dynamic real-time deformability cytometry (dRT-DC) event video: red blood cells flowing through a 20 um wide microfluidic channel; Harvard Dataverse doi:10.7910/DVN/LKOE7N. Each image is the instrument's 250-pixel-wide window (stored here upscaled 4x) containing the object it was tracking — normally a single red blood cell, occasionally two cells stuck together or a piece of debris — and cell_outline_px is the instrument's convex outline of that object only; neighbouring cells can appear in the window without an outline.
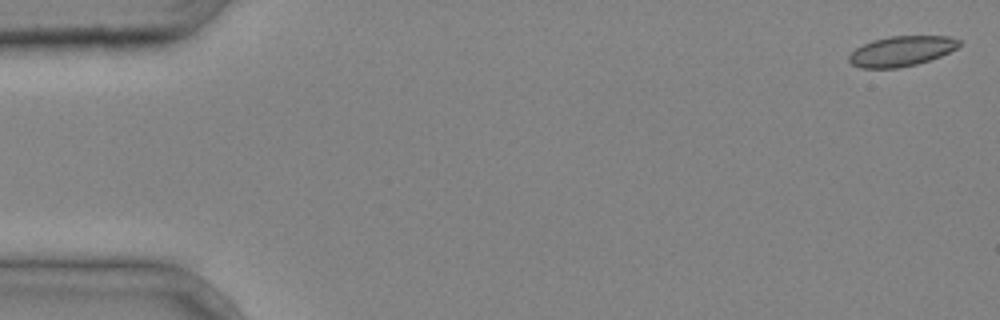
{"species": "common noctule bat (a hibernating species)", "species_latin": "Nyctalus noctula", "temperature_condition": "cold", "stored_images_in_passage": 38, "camera_frame_rate_fps": 3000, "um_per_image_px": 0.085, "animal": {"sex": "male", "body_mass_g": 20.4}, "frame": {"image": 1, "passage_image": 1, "time_ms": 0.0, "image_size_px": [1000, 320], "cell_outline_px": [[960, 44], [956, 48], [940, 56], [916, 64], [896, 68], [860, 68], [852, 64], [848, 60], [848, 56], [856, 48], [872, 40], [888, 36], [948, 36], [960, 40]], "centroid_in_image_um": [76.59, 4.34], "position_along_channel_um": 8.4, "area_um2": 19.19}}
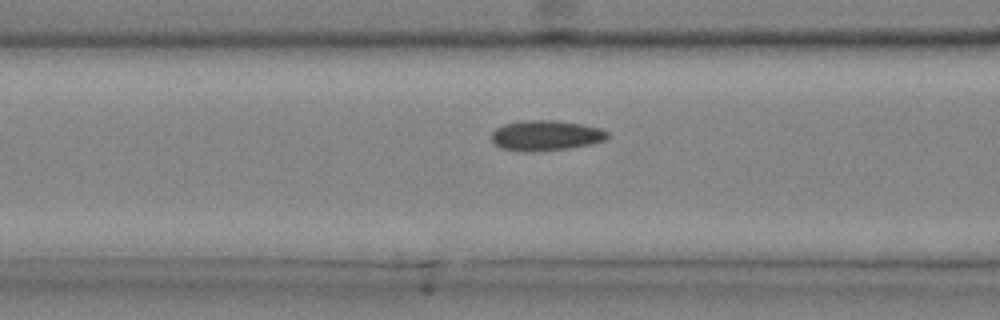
{"frame": {"image": 2, "passage_image": 17, "time_ms": 5.333, "image_size_px": [1000, 320], "cell_outline_px": [[608, 140], [568, 148], [532, 152], [520, 152], [500, 148], [492, 140], [492, 132], [496, 128], [504, 124], [524, 120], [556, 120], [580, 124], [600, 128], [608, 132]], "centroid_in_image_um": [46.38, 11.52], "position_along_channel_um": 120.2, "area_um2": 20.52}}
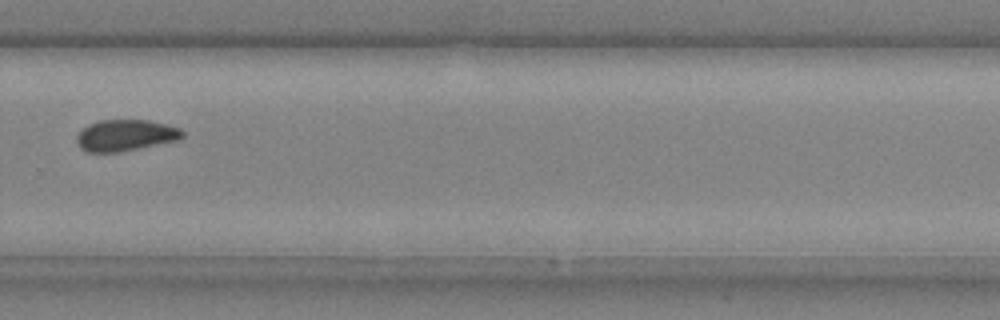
{"frame": {"image": 3, "passage_image": 30, "time_ms": 9.667, "image_size_px": [1000, 320], "cell_outline_px": [[184, 136], [180, 140], [120, 152], [84, 152], [76, 144], [76, 136], [88, 124], [100, 120], [148, 120], [168, 124], [180, 128], [184, 132]], "centroid_in_image_um": [10.68, 11.51], "position_along_channel_um": 319.1, "area_um2": 19.59}}